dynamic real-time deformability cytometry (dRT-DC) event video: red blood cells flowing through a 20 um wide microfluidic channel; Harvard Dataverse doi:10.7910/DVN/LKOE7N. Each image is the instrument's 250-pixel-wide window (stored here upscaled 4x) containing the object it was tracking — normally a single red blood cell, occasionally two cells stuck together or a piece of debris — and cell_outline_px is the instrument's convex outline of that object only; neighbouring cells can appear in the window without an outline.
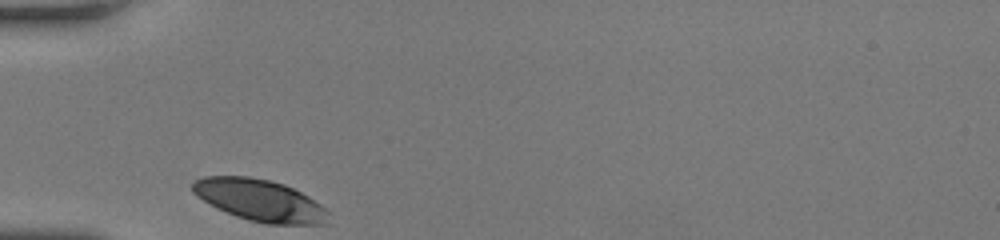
{"species": "human", "species_latin": "Homo sapiens", "temperature_condition": "room temperature", "stored_images_in_passage": 26, "camera_frame_rate_fps": 3000, "um_per_image_px": 0.085, "donor": {"sex": "female"}, "frame": {"image": 1, "passage_image": 1, "time_ms": 0.0, "image_size_px": [1000, 240], "cell_outline_px": [[328, 224], [264, 224], [248, 220], [236, 216], [216, 208], [192, 192], [192, 184], [196, 180], [204, 176], [248, 176], [268, 180], [284, 184], [308, 196], [320, 204], [328, 212]], "centroid_in_image_um": [22.08, 17.03], "position_along_channel_um": 62.9, "area_um2": 32.89}}
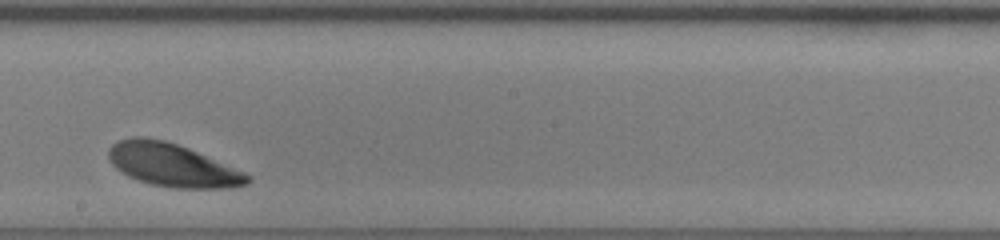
{"frame": {"image": 2, "passage_image": 15, "time_ms": 4.667, "image_size_px": [1000, 240], "cell_outline_px": [[252, 180], [248, 184], [232, 188], [168, 188], [152, 184], [128, 176], [120, 172], [112, 164], [108, 156], [108, 148], [112, 144], [120, 140], [132, 136], [144, 136], [164, 140], [188, 148], [244, 172]], "centroid_in_image_um": [14.62, 14.03], "position_along_channel_um": 233.6, "area_um2": 34.8}}
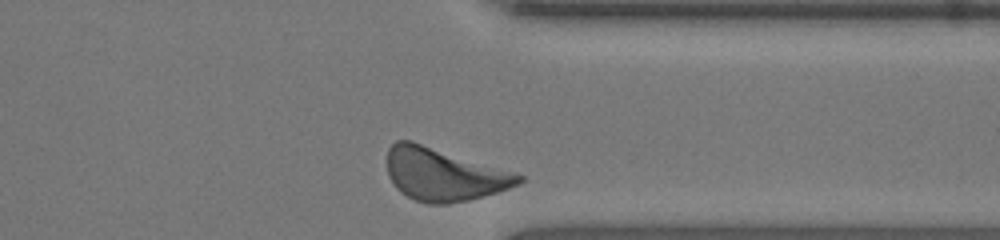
{"frame": {"image": 3, "passage_image": 26, "time_ms": 8.333, "image_size_px": [1000, 240], "cell_outline_px": [[524, 180], [520, 184], [484, 196], [468, 200], [448, 204], [428, 204], [416, 200], [400, 192], [396, 188], [388, 176], [388, 148], [396, 140], [412, 140], [516, 172], [524, 176]], "centroid_in_image_um": [37.73, 14.82], "position_along_channel_um": 373.7, "area_um2": 40.63}, "authors_computed_cell_mechanics": {"area_um2": 34.3332, "velocity_mm_per_s": 3.7958, "shape_relaxation_time_tau1_ms": 0.8723, "shape_relaxation_time_tau2_ms": null, "deformation_change_tau1": 0.0667, "deformation_change_tau2": null}}